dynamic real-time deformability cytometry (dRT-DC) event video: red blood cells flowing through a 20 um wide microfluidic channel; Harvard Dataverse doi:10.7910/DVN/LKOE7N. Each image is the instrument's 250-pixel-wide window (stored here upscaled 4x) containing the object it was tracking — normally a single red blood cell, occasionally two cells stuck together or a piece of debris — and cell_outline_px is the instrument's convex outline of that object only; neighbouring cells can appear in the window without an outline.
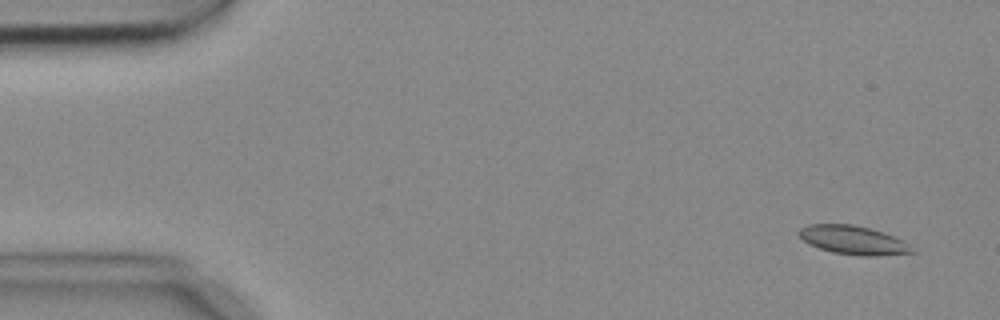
{"species": "common noctule bat (a hibernating species)", "species_latin": "Nyctalus noctula", "temperature_condition": "cold", "stored_images_in_passage": 4, "camera_frame_rate_fps": 3000, "um_per_image_px": 0.085, "animal": {"sex": "female", "body_mass_g": 18.4}, "frame": {"image": 1, "passage_image": 1, "time_ms": 0.0, "image_size_px": [1000, 320], "cell_outline_px": [[916, 252], [876, 256], [860, 256], [832, 252], [808, 244], [796, 232], [800, 228], [808, 224], [852, 224], [884, 232], [900, 240]], "centroid_in_image_um": [72.45, 20.4], "position_along_channel_um": 12.5, "area_um2": 18.67}}